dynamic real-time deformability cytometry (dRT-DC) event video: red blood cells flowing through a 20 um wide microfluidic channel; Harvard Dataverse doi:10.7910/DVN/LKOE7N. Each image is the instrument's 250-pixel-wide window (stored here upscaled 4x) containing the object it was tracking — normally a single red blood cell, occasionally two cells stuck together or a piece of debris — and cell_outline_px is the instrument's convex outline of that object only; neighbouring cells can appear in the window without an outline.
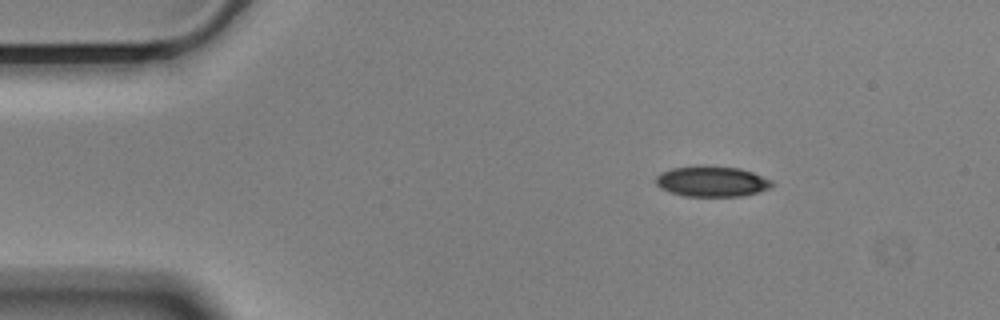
{"species": "Egyptian fruit bat (a non-hibernating species)", "species_latin": "Rousettus aegyptiacus", "temperature_condition": "cold", "stored_images_in_passage": 49, "camera_frame_rate_fps": 3000, "um_per_image_px": 0.085, "animal": {"sex": "male"}, "frame": {"image": 1, "passage_image": 1, "time_ms": 0.0, "image_size_px": [1000, 320], "cell_outline_px": [[772, 184], [768, 188], [760, 192], [740, 196], [684, 196], [660, 188], [656, 184], [656, 176], [660, 172], [672, 168], [696, 164], [704, 164], [740, 168], [752, 172], [772, 180]], "centroid_in_image_um": [60.48, 15.39], "position_along_channel_um": 24.5, "area_um2": 20.98}}
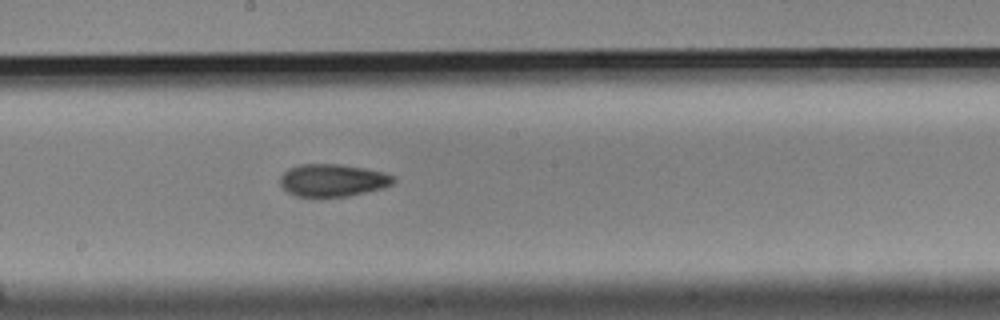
{"frame": {"image": 2, "passage_image": 23, "time_ms": 7.333, "image_size_px": [1000, 320], "cell_outline_px": [[396, 180], [392, 184], [384, 188], [348, 196], [296, 196], [288, 192], [280, 184], [280, 176], [288, 168], [300, 164], [340, 164], [364, 168], [384, 172], [392, 176]], "centroid_in_image_um": [28.28, 15.31], "position_along_channel_um": 219.9, "area_um2": 21.39}}
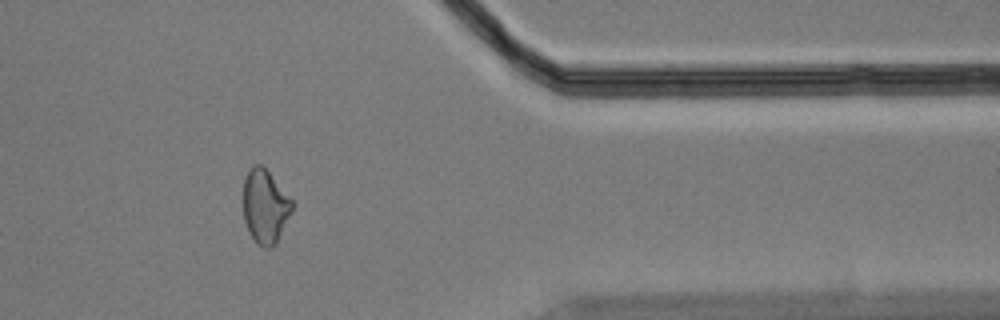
{"frame": {"image": 3, "passage_image": 39, "time_ms": 12.667, "image_size_px": [1000, 320], "cell_outline_px": [[292, 208], [276, 244], [272, 248], [264, 248], [252, 236], [244, 220], [244, 180], [248, 168], [252, 164], [260, 164], [268, 172], [292, 200]], "centroid_in_image_um": [22.51, 17.52], "position_along_channel_um": 388.9, "area_um2": 20.46}, "authors_computed_cell_mechanics": {"area_um2": 21.5016, "velocity_mm_per_s": 3.5322, "shape_relaxation_time_tau1_ms": 7.203, "shape_relaxation_time_tau2_ms": 4.3251, "deformation_change_tau1": 0.1373, "deformation_change_tau2": 0.0967}}